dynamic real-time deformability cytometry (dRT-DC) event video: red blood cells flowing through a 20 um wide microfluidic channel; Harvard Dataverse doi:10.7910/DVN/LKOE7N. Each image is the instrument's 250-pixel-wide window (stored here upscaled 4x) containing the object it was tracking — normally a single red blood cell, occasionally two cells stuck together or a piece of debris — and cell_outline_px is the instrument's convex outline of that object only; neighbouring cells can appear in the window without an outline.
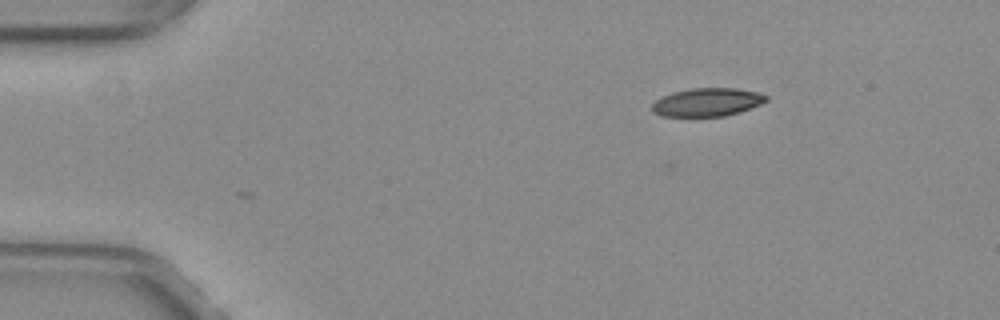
{"species": "common noctule bat (a hibernating species)", "species_latin": "Nyctalus noctula", "temperature_condition": "warm", "stored_images_in_passage": 4, "camera_frame_rate_fps": 3000, "um_per_image_px": 0.085, "animal": {"sex": "female", "body_mass_g": 29.2, "forearm_length_mm": 56.3}, "frame": {"image": 1, "passage_image": 4, "time_ms": 1.0, "image_size_px": [1000, 320], "cell_outline_px": [[768, 100], [760, 104], [740, 112], [724, 116], [660, 116], [652, 112], [652, 104], [656, 100], [664, 96], [676, 92], [692, 88], [736, 88], [756, 92], [768, 96]], "centroid_in_image_um": [60.12, 8.69], "position_along_channel_um": 24.9, "area_um2": 18.61}}